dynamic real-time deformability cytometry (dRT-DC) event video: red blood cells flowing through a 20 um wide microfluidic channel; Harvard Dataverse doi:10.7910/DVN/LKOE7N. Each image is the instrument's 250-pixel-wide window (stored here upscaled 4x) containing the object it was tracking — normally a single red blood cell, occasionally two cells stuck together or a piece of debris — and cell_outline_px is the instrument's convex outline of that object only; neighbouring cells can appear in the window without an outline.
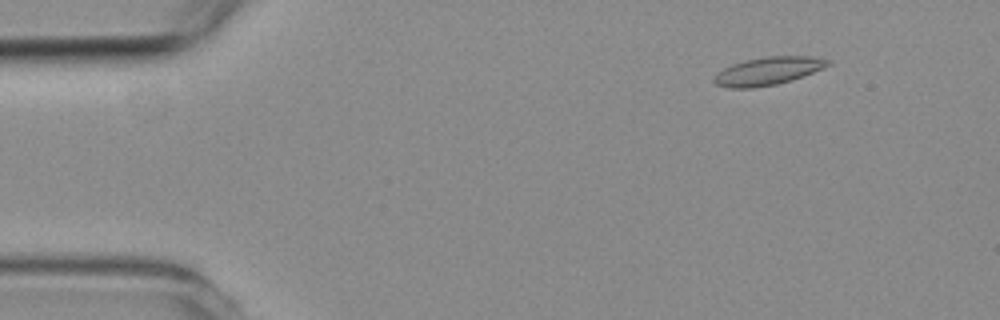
{"species": "common noctule bat (a hibernating species)", "species_latin": "Nyctalus noctula", "temperature_condition": "room temperature", "stored_images_in_passage": 2, "camera_frame_rate_fps": 3000, "um_per_image_px": 0.085, "animal": {"sex": "female", "body_mass_g": 19.3, "forearm_length_mm": 54.1}, "frame": {"image": 1, "passage_image": 2, "time_ms": 2.0, "image_size_px": [1000, 320], "cell_outline_px": [[832, 64], [824, 68], [792, 80], [776, 84], [752, 88], [728, 88], [716, 84], [712, 80], [724, 68], [732, 64], [744, 60], [768, 56], [808, 56], [832, 60]], "centroid_in_image_um": [65.32, 6.03], "position_along_channel_um": 19.7, "area_um2": 18.5}}